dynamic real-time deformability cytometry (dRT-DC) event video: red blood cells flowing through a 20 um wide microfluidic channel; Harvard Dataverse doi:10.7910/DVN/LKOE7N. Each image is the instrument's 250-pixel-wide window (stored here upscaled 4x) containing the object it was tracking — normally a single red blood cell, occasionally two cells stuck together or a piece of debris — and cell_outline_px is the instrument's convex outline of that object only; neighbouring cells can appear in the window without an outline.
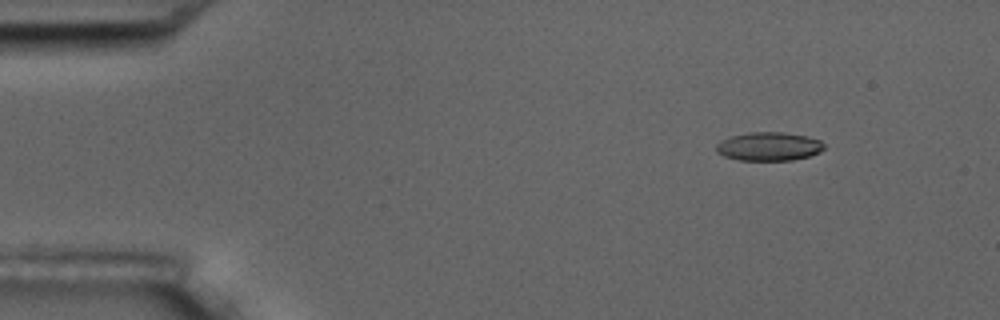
{"species": "common noctule bat (a hibernating species)", "species_latin": "Nyctalus noctula", "temperature_condition": "room temperature", "stored_images_in_passage": 5, "camera_frame_rate_fps": 3000, "um_per_image_px": 0.085, "animal": {"sex": "male", "body_mass_g": 17.5, "forearm_length_mm": 52.3}, "frame": {"image": 1, "passage_image": 2, "time_ms": 1.0, "image_size_px": [1000, 320], "cell_outline_px": [[824, 148], [820, 152], [808, 156], [792, 160], [740, 160], [724, 156], [716, 152], [716, 144], [720, 140], [732, 136], [748, 132], [784, 132], [808, 136], [820, 140], [824, 144]], "centroid_in_image_um": [65.35, 12.44], "position_along_channel_um": 19.7, "area_um2": 18.03}}